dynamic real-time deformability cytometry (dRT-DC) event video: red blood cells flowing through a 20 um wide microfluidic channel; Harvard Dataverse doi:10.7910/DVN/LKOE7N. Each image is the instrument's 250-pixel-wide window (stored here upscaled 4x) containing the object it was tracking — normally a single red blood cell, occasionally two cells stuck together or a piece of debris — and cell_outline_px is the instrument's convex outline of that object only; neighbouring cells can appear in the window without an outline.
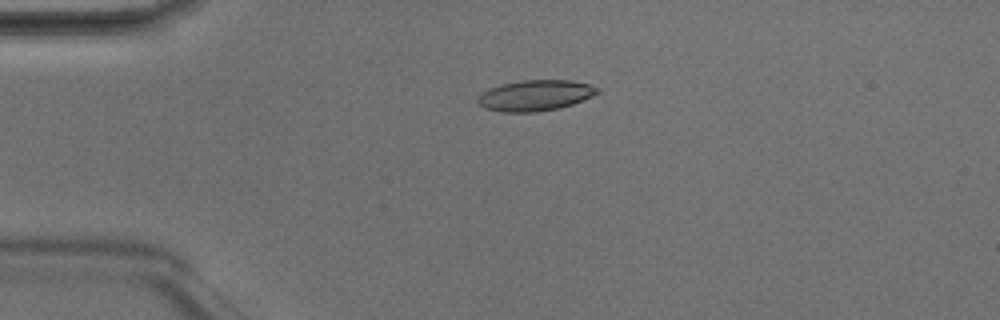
{"species": "Egyptian fruit bat (a non-hibernating species)", "species_latin": "Rousettus aegyptiacus", "temperature_condition": "room temperature", "stored_images_in_passage": 3, "camera_frame_rate_fps": 3000, "um_per_image_px": 0.085, "animal": {"sex": "male"}, "frame": {"image": 1, "passage_image": 1, "time_ms": 0.0, "image_size_px": [1000, 320], "cell_outline_px": [[600, 92], [592, 96], [572, 104], [560, 108], [536, 112], [504, 112], [484, 108], [476, 100], [484, 92], [500, 84], [520, 80], [572, 80], [588, 84], [600, 88]], "centroid_in_image_um": [45.53, 8.11], "position_along_channel_um": 39.5, "area_um2": 21.39}}